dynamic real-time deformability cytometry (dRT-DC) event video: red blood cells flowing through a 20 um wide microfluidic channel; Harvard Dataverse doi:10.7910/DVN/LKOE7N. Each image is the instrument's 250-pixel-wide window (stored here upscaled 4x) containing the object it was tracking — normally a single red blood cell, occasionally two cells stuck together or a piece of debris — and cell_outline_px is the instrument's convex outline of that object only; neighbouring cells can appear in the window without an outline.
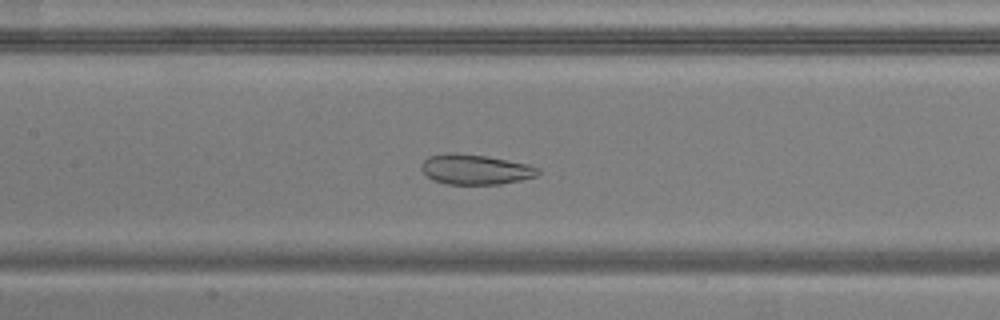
{"species": "common noctule bat (a hibernating species)", "species_latin": "Nyctalus noctula", "temperature_condition": "warm", "stored_images_in_passage": 52, "camera_frame_rate_fps": 3000, "um_per_image_px": 0.085, "animal": {"sex": "male", "body_mass_g": 20.5, "forearm_length_mm": 52.5}, "frame": {"image": 1, "passage_image": 23, "time_ms": 7.333, "image_size_px": [1000, 320], "cell_outline_px": [[540, 172], [536, 176], [520, 180], [500, 184], [448, 184], [432, 180], [420, 168], [420, 164], [428, 156], [488, 156], [528, 164], [540, 168]], "centroid_in_image_um": [40.47, 14.45], "position_along_channel_um": 166.9, "area_um2": 19.65}}
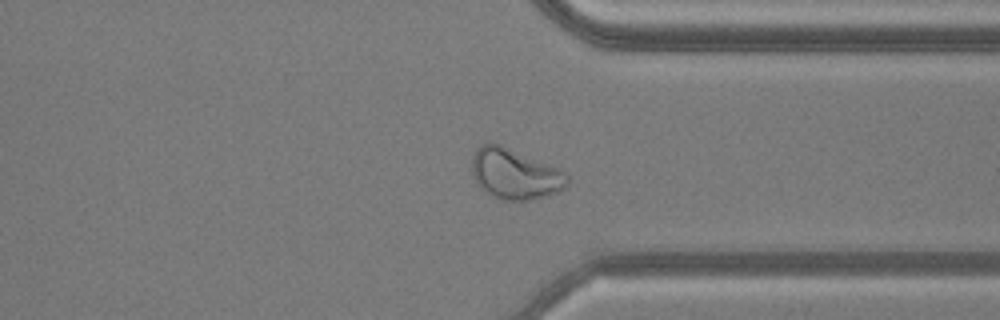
{"frame": {"image": 2, "passage_image": 39, "time_ms": 12.667, "image_size_px": [1000, 320], "cell_outline_px": [[568, 184], [564, 188], [556, 192], [544, 196], [528, 200], [500, 200], [492, 196], [480, 188], [472, 172], [472, 156], [476, 148], [480, 144], [488, 140], [500, 144], [568, 172]], "centroid_in_image_um": [43.74, 14.76], "position_along_channel_um": 367.7, "area_um2": 28.26}}
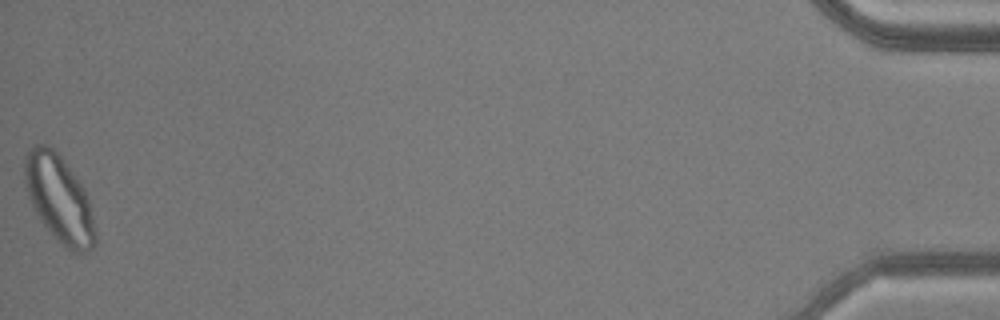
{"frame": {"image": 3, "passage_image": 52, "time_ms": 17.0, "image_size_px": [1000, 320], "cell_outline_px": [[96, 240], [92, 248], [88, 252], [80, 256], [72, 252], [40, 220], [28, 196], [24, 184], [24, 156], [32, 144], [44, 144], [52, 148], [60, 156], [84, 188], [88, 200], [96, 232]], "centroid_in_image_um": [5.02, 16.89], "position_along_channel_um": 430.2, "area_um2": 35.43}, "authors_computed_cell_mechanics": {"area_um2": 29.3913, "velocity_mm_per_s": 3.8061, "shape_relaxation_time_tau1_ms": null, "shape_relaxation_time_tau2_ms": 2.0894, "deformation_change_tau1": null, "deformation_change_tau2": 0.0837}}